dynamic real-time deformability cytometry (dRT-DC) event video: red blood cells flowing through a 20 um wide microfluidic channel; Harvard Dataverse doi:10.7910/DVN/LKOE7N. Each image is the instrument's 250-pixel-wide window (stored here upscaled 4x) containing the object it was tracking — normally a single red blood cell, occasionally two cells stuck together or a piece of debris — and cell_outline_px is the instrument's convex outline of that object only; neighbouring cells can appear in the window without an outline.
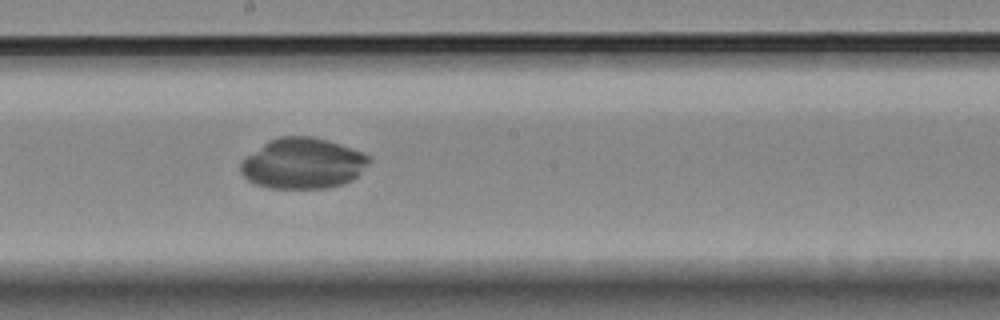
{"species": "Egyptian fruit bat (a non-hibernating species)", "species_latin": "Rousettus aegyptiacus", "temperature_condition": "room temperature", "stored_images_in_passage": 10, "camera_frame_rate_fps": 3000, "um_per_image_px": 0.085, "animal": {"sex": "female"}, "frame": {"image": 1, "passage_image": 10, "time_ms": 10.333, "image_size_px": [1000, 320], "cell_outline_px": [[372, 160], [352, 180], [344, 184], [328, 188], [268, 188], [256, 184], [248, 180], [240, 172], [240, 164], [248, 156], [268, 140], [280, 136], [312, 136], [328, 140], [340, 144], [360, 152], [368, 156]], "centroid_in_image_um": [25.74, 13.89], "position_along_channel_um": 222.5, "area_um2": 37.74}}